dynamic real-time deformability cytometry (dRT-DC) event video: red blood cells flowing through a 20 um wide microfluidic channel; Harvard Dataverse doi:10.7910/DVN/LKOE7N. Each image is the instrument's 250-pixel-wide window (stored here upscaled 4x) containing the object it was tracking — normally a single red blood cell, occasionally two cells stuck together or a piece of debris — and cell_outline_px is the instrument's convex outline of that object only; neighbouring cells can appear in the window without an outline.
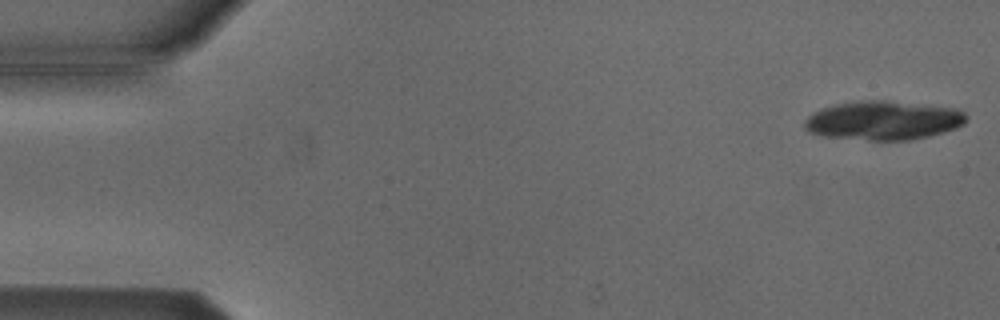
{"species": "Egyptian fruit bat (a non-hibernating species)", "species_latin": "Rousettus aegyptiacus", "temperature_condition": "cold", "stored_images_in_passage": 17, "camera_frame_rate_fps": 3000, "um_per_image_px": 0.085, "animal": {"sex": "male"}, "frame": {"image": 1, "passage_image": 1, "time_ms": 0.0, "image_size_px": [1000, 320], "cell_outline_px": [[968, 120], [964, 124], [956, 128], [928, 136], [908, 140], [868, 140], [824, 136], [808, 132], [804, 128], [804, 120], [808, 116], [824, 108], [836, 104], [896, 104], [956, 108], [964, 112], [968, 116]], "centroid_in_image_um": [75.1, 10.32], "position_along_channel_um": 9.9, "area_um2": 34.8}}